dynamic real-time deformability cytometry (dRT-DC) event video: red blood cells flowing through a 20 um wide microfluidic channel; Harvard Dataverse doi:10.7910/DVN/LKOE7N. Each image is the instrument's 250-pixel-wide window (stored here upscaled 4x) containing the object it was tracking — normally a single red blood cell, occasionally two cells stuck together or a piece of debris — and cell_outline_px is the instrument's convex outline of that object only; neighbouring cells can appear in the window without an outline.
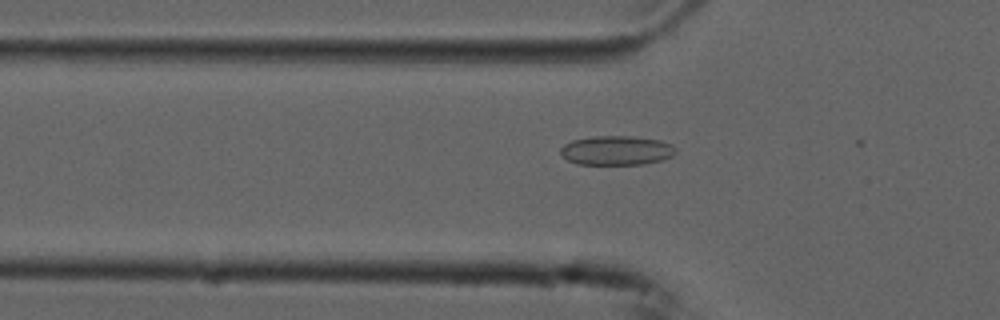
{"species": "common noctule bat (a hibernating species)", "species_latin": "Nyctalus noctula", "temperature_condition": "cold", "stored_images_in_passage": 9, "camera_frame_rate_fps": 3000, "um_per_image_px": 0.085, "animal": {"sex": "male", "forearm_length_mm": 52.5}, "frame": {"image": 1, "passage_image": 6, "time_ms": 1.667, "image_size_px": [1000, 320], "cell_outline_px": [[676, 152], [672, 156], [660, 160], [644, 164], [576, 164], [568, 160], [560, 152], [560, 148], [564, 144], [572, 140], [592, 136], [632, 136], [660, 140], [672, 144], [676, 148]], "centroid_in_image_um": [52.41, 12.78], "position_along_channel_um": 73.4, "area_um2": 19.71}}